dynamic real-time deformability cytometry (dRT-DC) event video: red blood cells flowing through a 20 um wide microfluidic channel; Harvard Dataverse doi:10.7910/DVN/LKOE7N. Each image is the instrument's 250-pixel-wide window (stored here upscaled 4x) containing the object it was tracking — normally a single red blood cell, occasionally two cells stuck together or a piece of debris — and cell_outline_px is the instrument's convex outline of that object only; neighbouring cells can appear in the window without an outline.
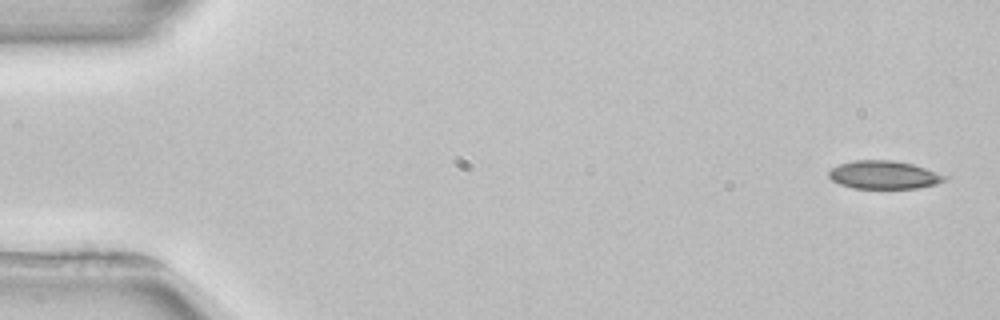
{"species": "common noctule bat (a hibernating species)", "species_latin": "Nyctalus noctula", "temperature_condition": "room temperature", "stored_images_in_passage": 3, "camera_frame_rate_fps": 3000, "um_per_image_px": 0.085, "animal": {"sex": "female", "body_mass_g": 22.7, "forearm_length_mm": 54.2}, "frame": {"image": 1, "passage_image": 1, "time_ms": 0.0, "image_size_px": [1000, 320], "cell_outline_px": [[948, 176], [944, 180], [936, 184], [916, 188], [852, 188], [840, 184], [832, 180], [828, 176], [828, 172], [832, 168], [840, 164], [852, 160], [892, 160], [912, 164]], "centroid_in_image_um": [75.1, 14.86], "position_along_channel_um": 9.9, "area_um2": 18.84}}
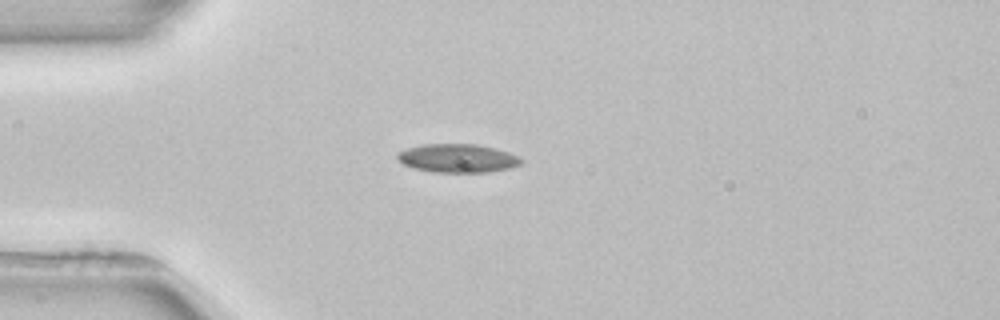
{"frame": {"image": 2, "passage_image": 3, "time_ms": 4.0, "image_size_px": [1000, 320], "cell_outline_px": [[524, 160], [520, 164], [508, 168], [488, 172], [432, 172], [412, 168], [404, 164], [396, 156], [396, 152], [408, 148], [424, 144], [480, 144], [496, 148], [520, 156]], "centroid_in_image_um": [38.91, 13.44], "position_along_channel_um": 46.1, "area_um2": 20.69}}